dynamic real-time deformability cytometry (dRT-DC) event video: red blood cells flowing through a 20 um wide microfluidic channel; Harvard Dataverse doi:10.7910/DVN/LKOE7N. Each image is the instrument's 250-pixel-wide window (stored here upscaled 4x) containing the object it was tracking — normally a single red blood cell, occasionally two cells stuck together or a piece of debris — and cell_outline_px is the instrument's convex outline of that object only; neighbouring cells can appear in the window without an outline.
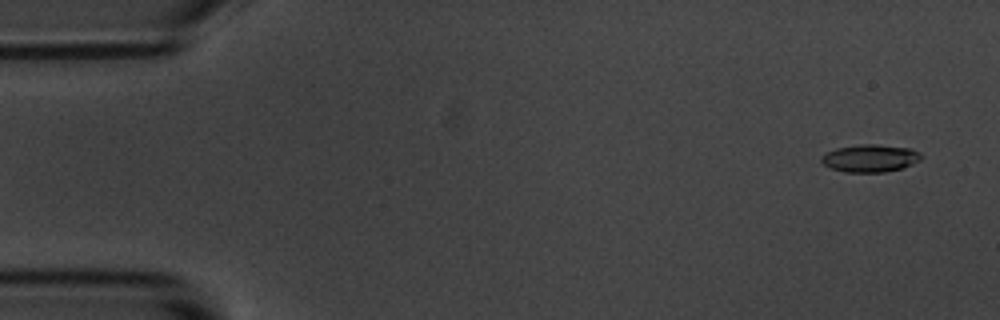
{"species": "common noctule bat (a hibernating species)", "species_latin": "Nyctalus noctula", "temperature_condition": "room temperature", "stored_images_in_passage": 55, "camera_frame_rate_fps": 3000, "um_per_image_px": 0.085, "animal": {"sex": "male", "body_mass_g": 20.1, "forearm_length_mm": 53.5}, "frame": {"image": 1, "passage_image": 3, "time_ms": 0.667, "image_size_px": [1000, 320], "cell_outline_px": [[920, 160], [904, 168], [884, 172], [844, 172], [832, 168], [824, 164], [820, 160], [820, 156], [836, 148], [860, 144], [876, 144], [912, 148], [920, 152]], "centroid_in_image_um": [73.97, 13.44], "position_along_channel_um": 11.0, "area_um2": 16.07}}
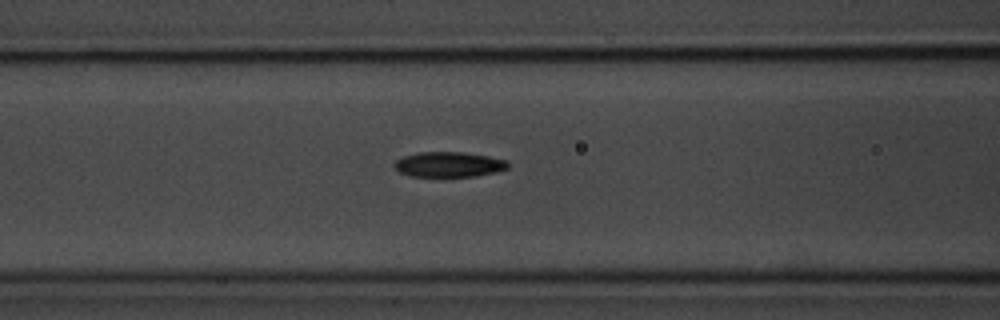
{"frame": {"image": 2, "passage_image": 22, "time_ms": 7.0, "image_size_px": [1000, 320], "cell_outline_px": [[508, 168], [496, 172], [476, 176], [408, 176], [400, 172], [392, 164], [396, 160], [404, 156], [416, 152], [464, 152], [488, 156], [508, 160]], "centroid_in_image_um": [38.15, 13.97], "position_along_channel_um": 128.5, "area_um2": 16.7}}
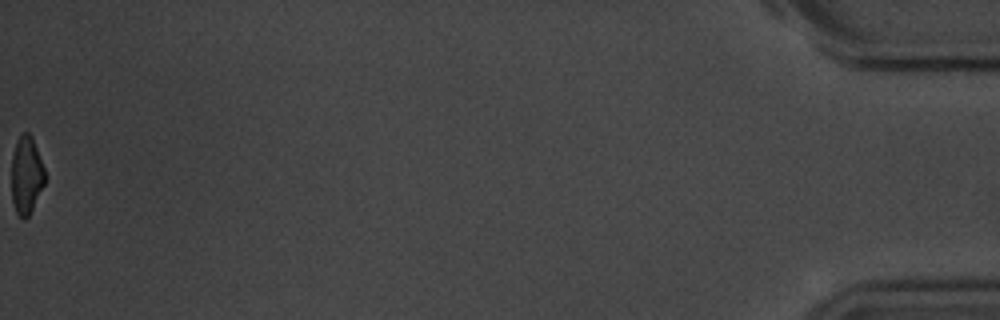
{"frame": {"image": 3, "passage_image": 55, "time_ms": 18.0, "image_size_px": [1000, 320], "cell_outline_px": [[44, 184], [28, 216], [24, 220], [16, 212], [12, 200], [12, 152], [16, 140], [24, 132], [28, 132], [32, 136], [44, 168]], "centroid_in_image_um": [2.22, 14.86], "position_along_channel_um": 433.0, "area_um2": 14.91}, "authors_computed_cell_mechanics": {"area_um2": 16.5886, "velocity_mm_per_s": 3.7053, "shape_relaxation_time_tau1_ms": 2.6729, "shape_relaxation_time_tau2_ms": 4.5657, "deformation_change_tau1": 0.1279, "deformation_change_tau2": 0.1139}}